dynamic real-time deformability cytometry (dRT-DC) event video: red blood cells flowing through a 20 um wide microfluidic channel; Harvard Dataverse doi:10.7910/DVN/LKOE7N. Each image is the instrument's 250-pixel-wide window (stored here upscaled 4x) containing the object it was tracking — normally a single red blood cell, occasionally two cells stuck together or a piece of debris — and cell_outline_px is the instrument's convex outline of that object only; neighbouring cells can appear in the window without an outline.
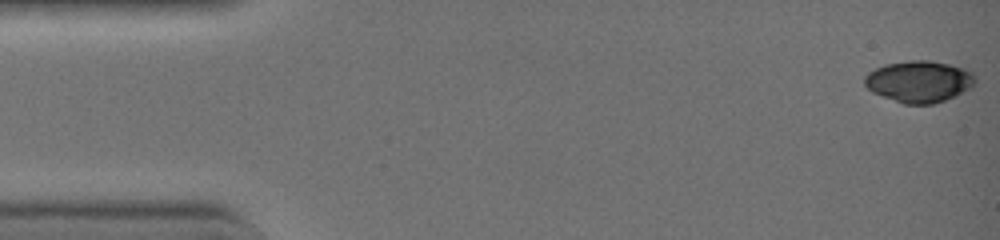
{"species": "common noctule bat (a hibernating species)", "species_latin": "Nyctalus noctula", "temperature_condition": "warm", "stored_images_in_passage": 1, "camera_frame_rate_fps": 3000, "um_per_image_px": 0.085, "animal": {"sex": "female", "body_mass_g": 19.0, "forearm_length_mm": 51.5}, "frame": {"image": 1, "passage_image": 1, "time_ms": 0.0, "image_size_px": [1000, 240], "cell_outline_px": [[976, 80], [968, 88], [944, 100], [932, 104], [904, 104], [872, 92], [864, 84], [864, 76], [868, 72], [884, 64], [912, 60], [928, 60], [948, 64], [964, 68], [972, 72]], "centroid_in_image_um": [78.07, 6.91], "position_along_channel_um": 6.9, "area_um2": 26.47}}